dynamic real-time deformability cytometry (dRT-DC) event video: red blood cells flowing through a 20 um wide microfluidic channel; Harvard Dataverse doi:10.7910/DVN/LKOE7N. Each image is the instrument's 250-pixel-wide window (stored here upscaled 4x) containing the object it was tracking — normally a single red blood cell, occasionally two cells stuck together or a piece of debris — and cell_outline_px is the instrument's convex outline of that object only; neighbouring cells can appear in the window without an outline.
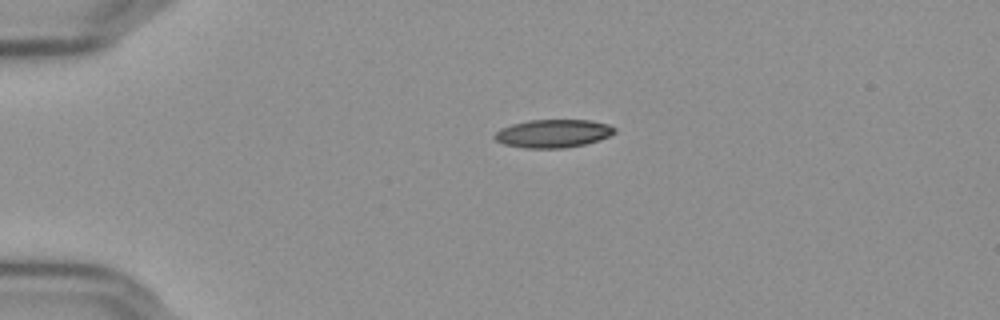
{"species": "Egyptian fruit bat (a non-hibernating species)", "species_latin": "Rousettus aegyptiacus", "temperature_condition": "cold", "stored_images_in_passage": 44, "camera_frame_rate_fps": 3000, "um_per_image_px": 0.085, "frame": {"image": 1, "passage_image": 1, "time_ms": 0.0, "image_size_px": [1000, 320], "cell_outline_px": [[616, 132], [600, 140], [584, 144], [564, 148], [524, 148], [504, 144], [496, 140], [492, 136], [500, 128], [512, 124], [528, 120], [588, 120], [608, 124], [616, 128]], "centroid_in_image_um": [47.0, 11.34], "position_along_channel_um": 38.0, "area_um2": 19.71}}
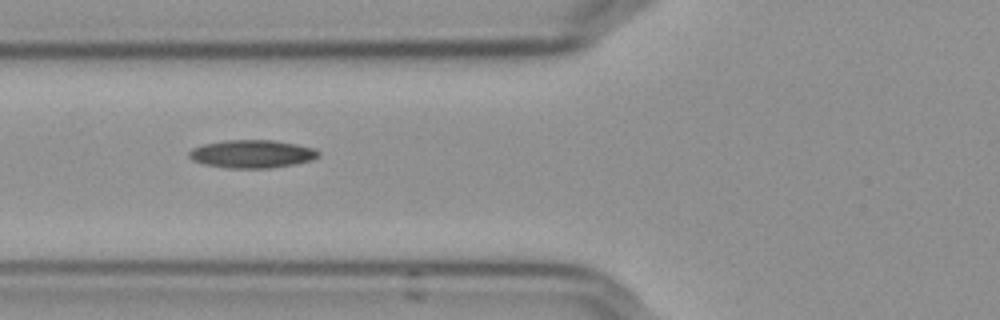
{"frame": {"image": 2, "passage_image": 10, "time_ms": 3.0, "image_size_px": [1000, 320], "cell_outline_px": [[320, 156], [312, 160], [296, 164], [268, 168], [228, 168], [204, 164], [192, 160], [188, 156], [188, 152], [192, 148], [204, 144], [224, 140], [276, 140], [316, 148], [320, 152]], "centroid_in_image_um": [21.45, 13.08], "position_along_channel_um": 104.4, "area_um2": 21.33}}
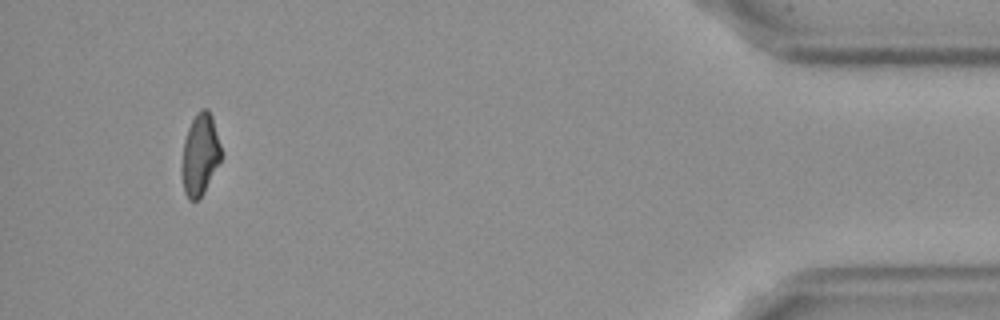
{"frame": {"image": 3, "passage_image": 41, "time_ms": 13.333, "image_size_px": [1000, 320], "cell_outline_px": [[224, 156], [204, 192], [196, 200], [188, 200], [184, 192], [180, 172], [180, 168], [184, 140], [188, 128], [196, 112], [200, 108], [208, 108], [212, 116]], "centroid_in_image_um": [17.0, 13.14], "position_along_channel_um": 418.2, "area_um2": 19.25}}